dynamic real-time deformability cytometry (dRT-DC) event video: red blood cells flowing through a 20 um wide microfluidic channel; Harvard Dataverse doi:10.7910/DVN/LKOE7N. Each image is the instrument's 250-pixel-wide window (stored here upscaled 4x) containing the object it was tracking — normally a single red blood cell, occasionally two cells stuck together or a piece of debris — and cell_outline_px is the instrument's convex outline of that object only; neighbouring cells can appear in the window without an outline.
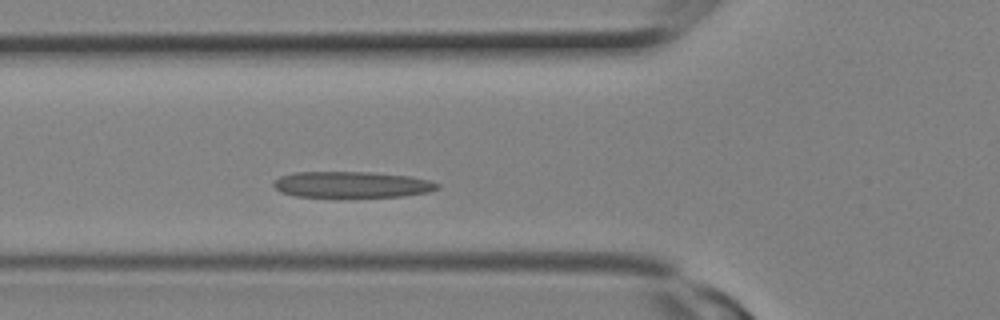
{"species": "Egyptian fruit bat (a non-hibernating species)", "species_latin": "Rousettus aegyptiacus", "temperature_condition": "room temperature", "stored_images_in_passage": 5, "camera_frame_rate_fps": 3000, "um_per_image_px": 0.085, "animal": {"sex": "female"}, "frame": {"image": 1, "passage_image": 5, "time_ms": 1.333, "image_size_px": [1000, 320], "cell_outline_px": [[440, 188], [428, 192], [404, 196], [336, 200], [296, 196], [280, 192], [272, 184], [272, 180], [280, 176], [296, 172], [368, 172], [412, 176], [428, 180], [440, 184]], "centroid_in_image_um": [29.87, 15.74], "position_along_channel_um": 95.9, "area_um2": 26.36}}